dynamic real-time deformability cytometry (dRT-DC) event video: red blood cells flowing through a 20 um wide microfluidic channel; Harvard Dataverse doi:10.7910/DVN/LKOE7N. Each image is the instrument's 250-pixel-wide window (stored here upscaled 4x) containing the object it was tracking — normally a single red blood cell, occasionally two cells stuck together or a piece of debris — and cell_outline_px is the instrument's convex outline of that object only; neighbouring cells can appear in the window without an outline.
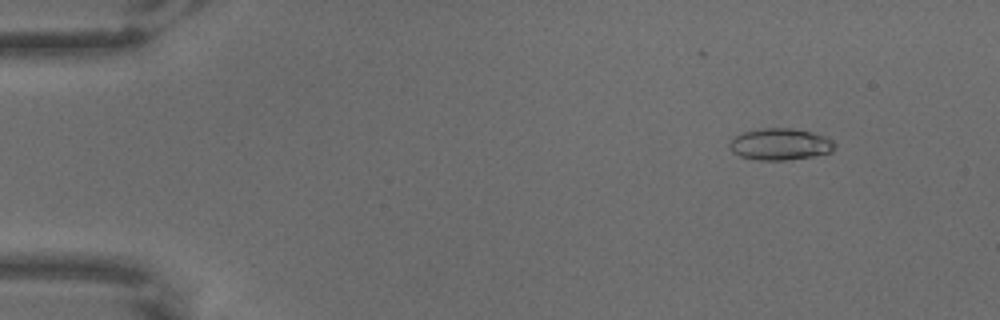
{"species": "common noctule bat (a hibernating species)", "species_latin": "Nyctalus noctula", "temperature_condition": "warm", "stored_images_in_passage": 7, "camera_frame_rate_fps": 3000, "um_per_image_px": 0.085, "animal": {"sex": "male", "body_mass_g": 18.8}, "frame": {"image": 1, "passage_image": 2, "time_ms": 0.333, "image_size_px": [1000, 320], "cell_outline_px": [[836, 144], [832, 152], [812, 156], [788, 160], [756, 160], [740, 156], [732, 152], [728, 148], [728, 144], [736, 136], [744, 132], [760, 128], [792, 128], [812, 132], [824, 136], [832, 140]], "centroid_in_image_um": [66.3, 12.26], "position_along_channel_um": 18.7, "area_um2": 19.48}}
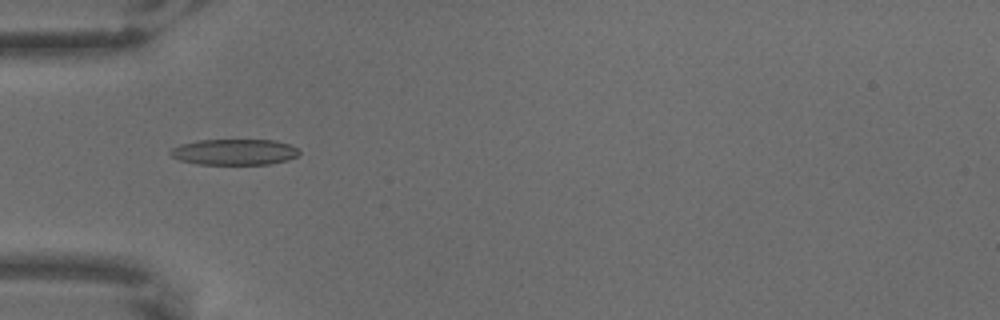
{"frame": {"image": 2, "passage_image": 6, "time_ms": 1.667, "image_size_px": [1000, 320], "cell_outline_px": [[300, 152], [296, 156], [288, 160], [268, 164], [196, 164], [180, 160], [172, 156], [168, 152], [172, 148], [180, 144], [196, 140], [276, 140], [292, 144]], "centroid_in_image_um": [19.92, 12.91], "position_along_channel_um": 65.1, "area_um2": 19.54}}
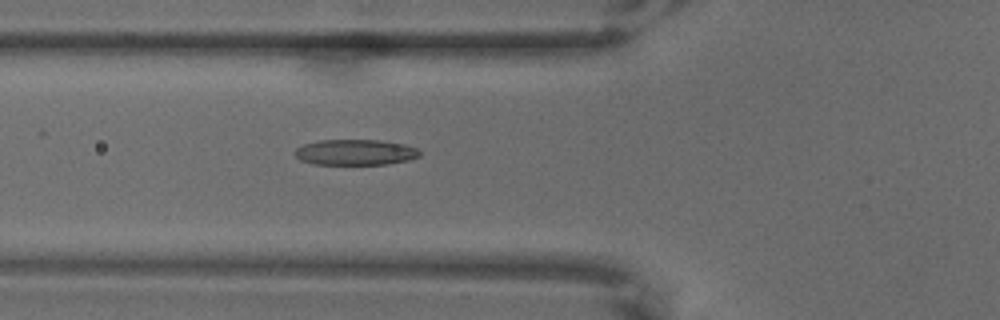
{"frame": {"image": 3, "passage_image": 7, "time_ms": 2.0, "image_size_px": [1000, 320], "cell_outline_px": [[420, 156], [408, 160], [388, 164], [312, 164], [300, 160], [292, 152], [296, 148], [304, 144], [320, 140], [380, 140], [404, 144], [416, 148], [420, 152]], "centroid_in_image_um": [30.18, 12.94], "position_along_channel_um": 95.6, "area_um2": 18.73}}